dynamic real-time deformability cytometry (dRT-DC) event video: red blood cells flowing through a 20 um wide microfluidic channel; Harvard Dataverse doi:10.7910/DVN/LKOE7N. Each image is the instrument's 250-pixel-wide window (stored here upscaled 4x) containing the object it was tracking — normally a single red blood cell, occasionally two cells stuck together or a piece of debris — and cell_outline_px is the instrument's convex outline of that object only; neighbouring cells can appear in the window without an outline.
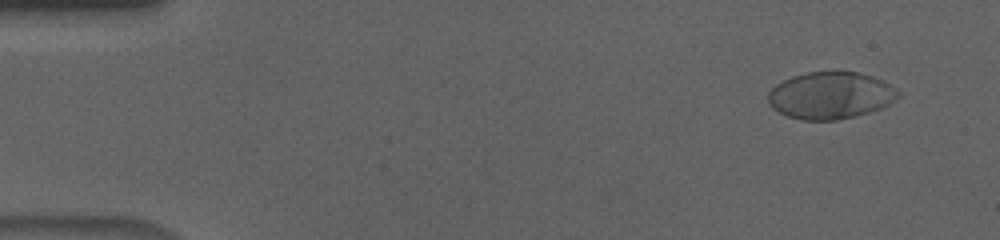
{"species": "human", "species_latin": "Homo sapiens", "temperature_condition": "cold", "stored_images_in_passage": 56, "camera_frame_rate_fps": 3000, "um_per_image_px": 0.085, "donor": {"sex": "male"}, "frame": {"image": 1, "passage_image": 4, "time_ms": 1.0, "image_size_px": [1000, 240], "cell_outline_px": [[900, 96], [888, 104], [880, 108], [856, 116], [836, 120], [800, 120], [788, 116], [772, 108], [768, 104], [768, 92], [776, 84], [792, 76], [808, 72], [860, 72], [884, 80], [900, 92]], "centroid_in_image_um": [70.59, 8.11], "position_along_channel_um": 14.4, "area_um2": 35.66}}
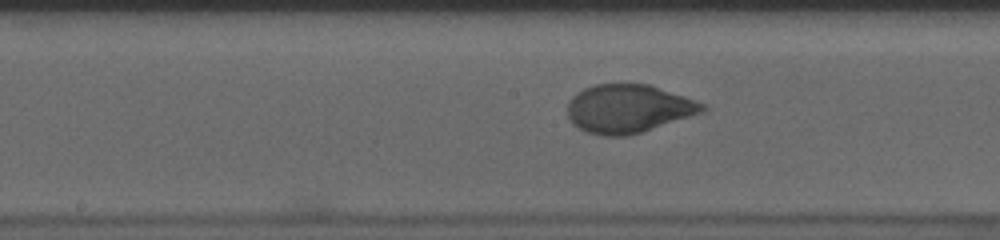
{"frame": {"image": 2, "passage_image": 29, "time_ms": 9.333, "image_size_px": [1000, 240], "cell_outline_px": [[708, 108], [704, 112], [640, 132], [624, 136], [604, 136], [588, 132], [572, 124], [568, 116], [568, 100], [576, 92], [584, 88], [596, 84], [648, 84], [708, 104]], "centroid_in_image_um": [53.41, 9.23], "position_along_channel_um": 194.8, "area_um2": 37.97}}
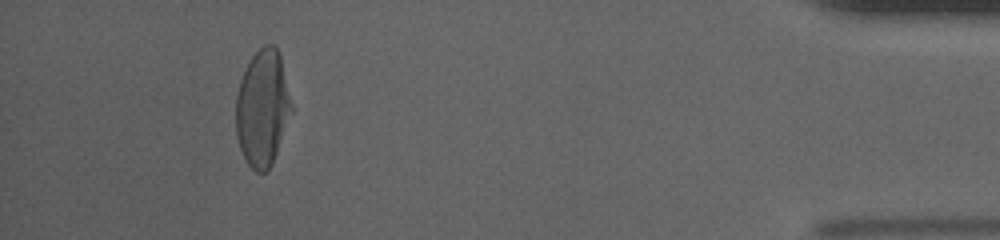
{"frame": {"image": 3, "passage_image": 52, "time_ms": 17.0, "image_size_px": [1000, 240], "cell_outline_px": [[292, 112], [272, 164], [264, 172], [256, 172], [248, 164], [240, 148], [236, 136], [236, 96], [240, 80], [252, 56], [264, 44], [272, 44], [276, 48], [280, 56], [292, 108]], "centroid_in_image_um": [22.3, 9.2], "position_along_channel_um": 412.9, "area_um2": 37.17}, "authors_computed_cell_mechanics": {"area_um2": 37.6278, "velocity_mm_per_s": 3.6304, "shape_relaxation_time_tau1_ms": 5.2593, "shape_relaxation_time_tau2_ms": null, "deformation_change_tau1": 0.2332, "deformation_change_tau2": null}}